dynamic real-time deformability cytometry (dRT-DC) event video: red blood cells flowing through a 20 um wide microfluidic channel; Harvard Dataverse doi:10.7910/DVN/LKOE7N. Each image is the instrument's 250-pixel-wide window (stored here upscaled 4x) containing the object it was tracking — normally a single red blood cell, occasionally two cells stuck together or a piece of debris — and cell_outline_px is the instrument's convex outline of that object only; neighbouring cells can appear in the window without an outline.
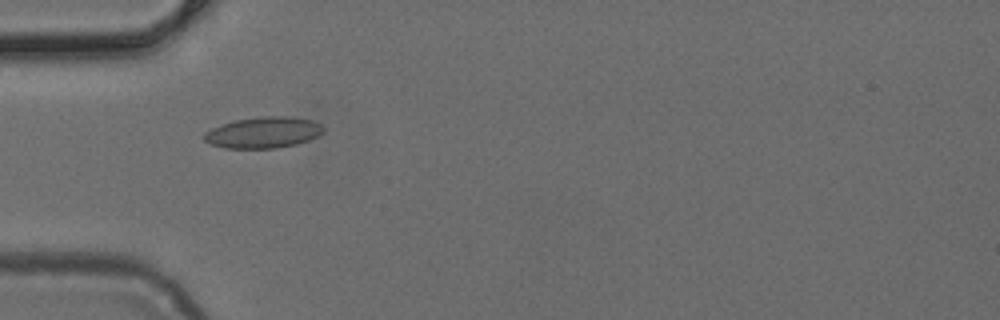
{"species": "common noctule bat (a hibernating species)", "species_latin": "Nyctalus noctula", "temperature_condition": "cold", "stored_images_in_passage": 50, "camera_frame_rate_fps": 3000, "um_per_image_px": 0.085, "animal": {"sex": "female", "body_mass_g": 24.6, "forearm_length_mm": 56.2}, "frame": {"image": 1, "passage_image": 16, "time_ms": 5.0, "image_size_px": [1000, 320], "cell_outline_px": [[324, 132], [320, 136], [296, 144], [276, 148], [224, 148], [212, 144], [204, 140], [204, 132], [208, 128], [236, 120], [260, 116], [292, 116], [312, 120], [320, 124], [324, 128]], "centroid_in_image_um": [22.4, 11.25], "position_along_channel_um": 62.6, "area_um2": 21.85}}
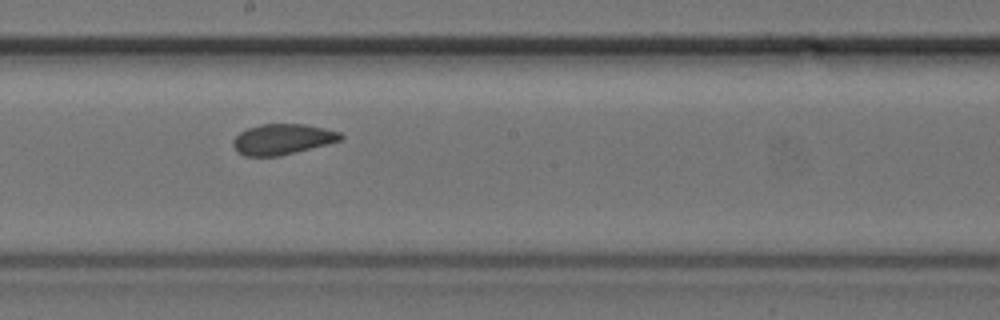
{"frame": {"image": 2, "passage_image": 28, "time_ms": 9.0, "image_size_px": [1000, 320], "cell_outline_px": [[344, 140], [280, 156], [244, 156], [236, 152], [232, 144], [232, 140], [240, 132], [248, 128], [264, 124], [304, 124], [324, 128], [340, 132], [344, 136]], "centroid_in_image_um": [24.02, 11.84], "position_along_channel_um": 224.2, "area_um2": 19.31}}
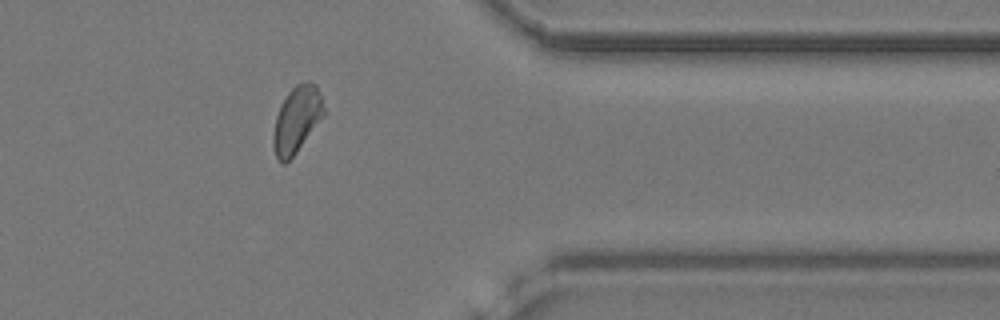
{"frame": {"image": 3, "passage_image": 41, "time_ms": 13.333, "image_size_px": [1000, 320], "cell_outline_px": [[324, 116], [296, 152], [284, 164], [280, 164], [276, 156], [272, 144], [272, 136], [276, 116], [280, 104], [288, 92], [296, 84], [308, 80], [316, 84], [324, 108]], "centroid_in_image_um": [25.2, 10.15], "position_along_channel_um": 386.2, "area_um2": 19.54}}